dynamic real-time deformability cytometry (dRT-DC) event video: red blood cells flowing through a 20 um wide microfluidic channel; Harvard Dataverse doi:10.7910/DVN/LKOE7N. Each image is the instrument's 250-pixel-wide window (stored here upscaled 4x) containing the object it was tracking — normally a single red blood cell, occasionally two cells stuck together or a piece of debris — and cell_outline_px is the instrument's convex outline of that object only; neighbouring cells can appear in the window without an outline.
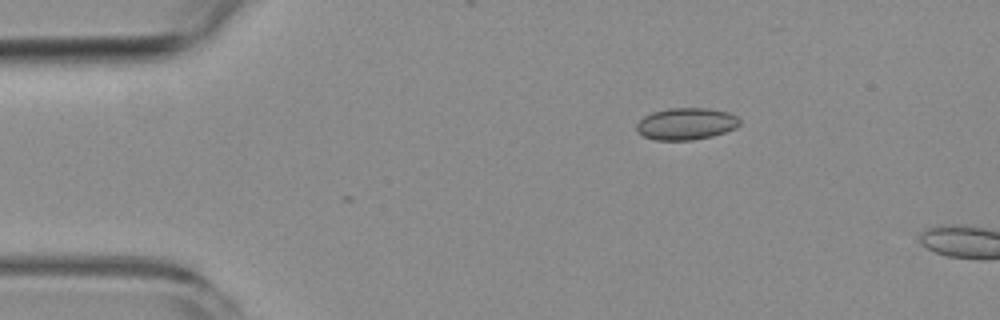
{"species": "common noctule bat (a hibernating species)", "species_latin": "Nyctalus noctula", "temperature_condition": "room temperature", "stored_images_in_passage": 3, "camera_frame_rate_fps": 3000, "um_per_image_px": 0.085, "animal": {"sex": "female", "body_mass_g": 19.3, "forearm_length_mm": 54.1}, "frame": {"image": 1, "passage_image": 2, "time_ms": 1.333, "image_size_px": [1000, 320], "cell_outline_px": [[740, 124], [736, 128], [712, 136], [692, 140], [656, 140], [644, 136], [636, 132], [636, 124], [644, 116], [652, 112], [668, 108], [708, 108], [728, 112], [736, 116], [740, 120]], "centroid_in_image_um": [58.31, 10.52], "position_along_channel_um": 26.7, "area_um2": 19.25}}